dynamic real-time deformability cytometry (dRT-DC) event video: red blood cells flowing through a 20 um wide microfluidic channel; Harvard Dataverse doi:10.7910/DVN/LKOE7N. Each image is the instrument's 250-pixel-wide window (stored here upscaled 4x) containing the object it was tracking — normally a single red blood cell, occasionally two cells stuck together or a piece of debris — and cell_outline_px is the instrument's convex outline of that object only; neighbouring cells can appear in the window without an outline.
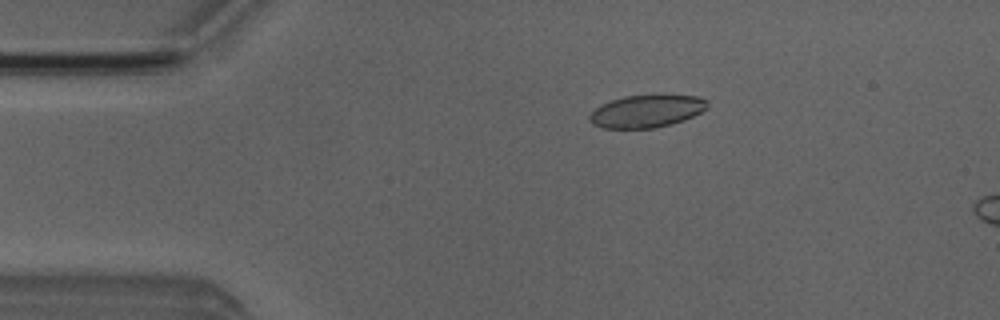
{"species": "Egyptian fruit bat (a non-hibernating species)", "species_latin": "Rousettus aegyptiacus", "temperature_condition": "room temperature", "stored_images_in_passage": 4, "camera_frame_rate_fps": 3000, "um_per_image_px": 0.085, "animal": {"sex": "male"}, "frame": {"image": 1, "passage_image": 2, "time_ms": 2.0, "image_size_px": [1000, 320], "cell_outline_px": [[708, 104], [700, 112], [684, 120], [672, 124], [656, 128], [600, 128], [592, 124], [588, 120], [588, 116], [600, 104], [624, 96], [656, 92], [664, 92], [700, 96], [708, 100]], "centroid_in_image_um": [54.98, 9.4], "position_along_channel_um": 30.0, "area_um2": 23.35}}